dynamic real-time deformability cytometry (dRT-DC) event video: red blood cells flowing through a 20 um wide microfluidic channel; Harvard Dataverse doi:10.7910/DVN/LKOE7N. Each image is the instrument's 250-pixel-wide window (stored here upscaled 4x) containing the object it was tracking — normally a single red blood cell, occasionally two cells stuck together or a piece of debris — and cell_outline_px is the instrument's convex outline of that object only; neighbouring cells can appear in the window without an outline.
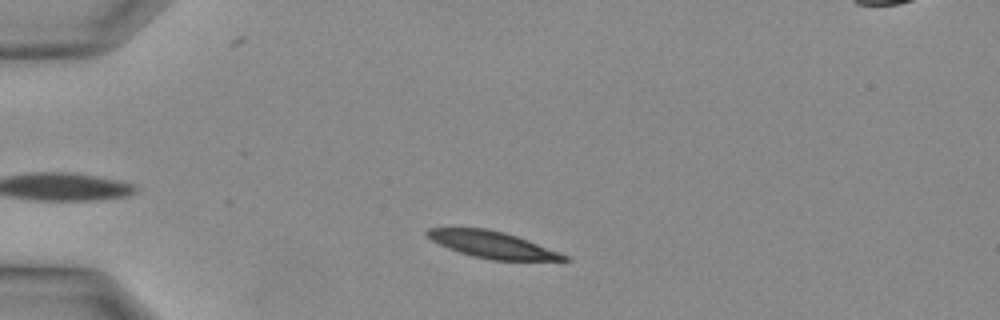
{"species": "Egyptian fruit bat (a non-hibernating species)", "species_latin": "Rousettus aegyptiacus", "temperature_condition": "warm", "stored_images_in_passage": 27, "camera_frame_rate_fps": 3000, "um_per_image_px": 0.085, "animal": {"sex": "female"}, "frame": {"image": 1, "passage_image": 4, "time_ms": 1.0, "image_size_px": [1000, 320], "cell_outline_px": [[568, 260], [492, 260], [472, 256], [448, 248], [432, 240], [424, 232], [428, 228], [488, 228], [504, 232], [528, 240], [568, 256]], "centroid_in_image_um": [41.81, 20.79], "position_along_channel_um": 43.2, "area_um2": 20.92}}
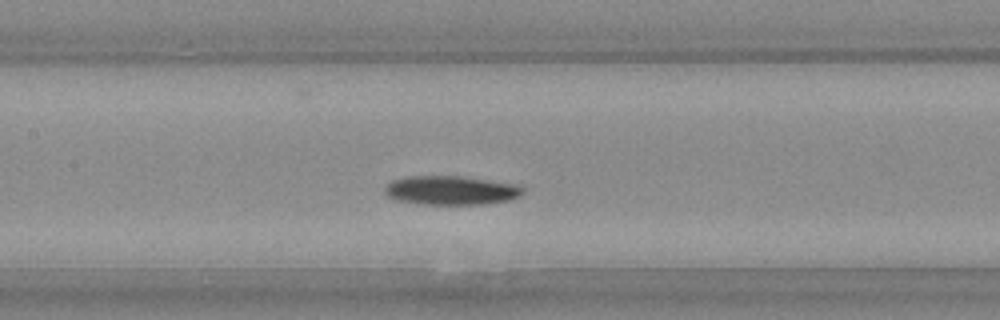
{"frame": {"image": 2, "passage_image": 12, "time_ms": 3.667, "image_size_px": [1000, 320], "cell_outline_px": [[524, 192], [520, 196], [508, 200], [484, 204], [420, 204], [396, 200], [388, 196], [384, 192], [384, 188], [392, 180], [408, 176], [456, 176], [516, 184], [524, 188]], "centroid_in_image_um": [38.31, 16.18], "position_along_channel_um": 169.1, "area_um2": 23.18}}
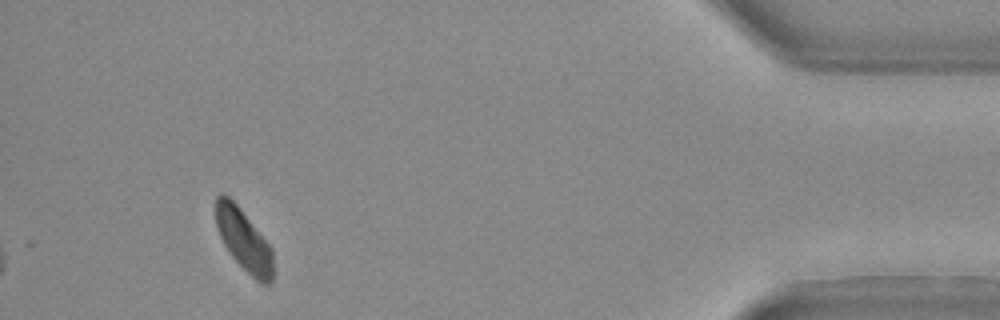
{"frame": {"image": 3, "passage_image": 27, "time_ms": 8.667, "image_size_px": [1000, 320], "cell_outline_px": [[272, 280], [268, 284], [264, 284], [256, 280], [228, 252], [220, 236], [216, 224], [216, 196], [220, 192], [224, 192], [240, 208], [272, 248]], "centroid_in_image_um": [20.7, 20.37], "position_along_channel_um": 414.5, "area_um2": 20.23}}